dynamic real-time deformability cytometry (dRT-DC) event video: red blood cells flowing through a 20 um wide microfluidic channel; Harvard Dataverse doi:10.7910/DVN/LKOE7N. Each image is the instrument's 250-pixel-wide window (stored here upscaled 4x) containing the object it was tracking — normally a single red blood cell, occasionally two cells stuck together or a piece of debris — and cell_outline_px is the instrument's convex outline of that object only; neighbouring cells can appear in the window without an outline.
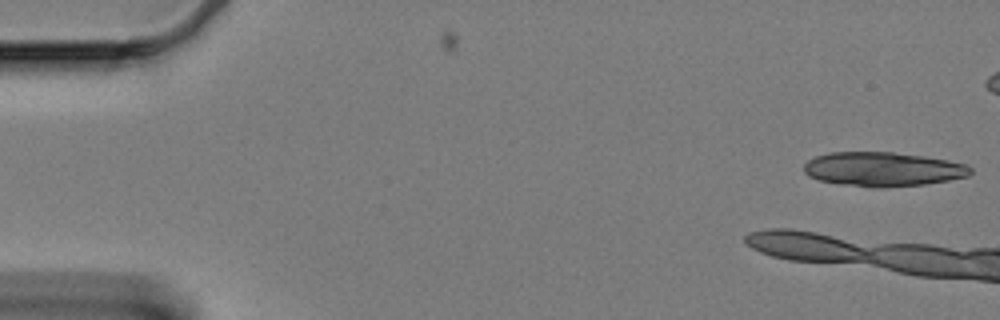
{"species": "Egyptian fruit bat (a non-hibernating species)", "species_latin": "Rousettus aegyptiacus", "temperature_condition": "cold", "stored_images_in_passage": 2, "camera_frame_rate_fps": 3000, "um_per_image_px": 0.085, "animal": {"sex": "female"}, "frame": {"image": 1, "passage_image": 2, "time_ms": 0.333, "image_size_px": [1000, 320], "cell_outline_px": [[972, 172], [968, 176], [948, 180], [924, 184], [880, 188], [872, 188], [844, 184], [820, 180], [808, 176], [804, 172], [804, 164], [808, 160], [816, 156], [828, 152], [892, 152], [924, 156], [948, 160], [968, 164], [972, 168]], "centroid_in_image_um": [75.06, 14.38], "position_along_channel_um": 9.9, "area_um2": 33.29}}